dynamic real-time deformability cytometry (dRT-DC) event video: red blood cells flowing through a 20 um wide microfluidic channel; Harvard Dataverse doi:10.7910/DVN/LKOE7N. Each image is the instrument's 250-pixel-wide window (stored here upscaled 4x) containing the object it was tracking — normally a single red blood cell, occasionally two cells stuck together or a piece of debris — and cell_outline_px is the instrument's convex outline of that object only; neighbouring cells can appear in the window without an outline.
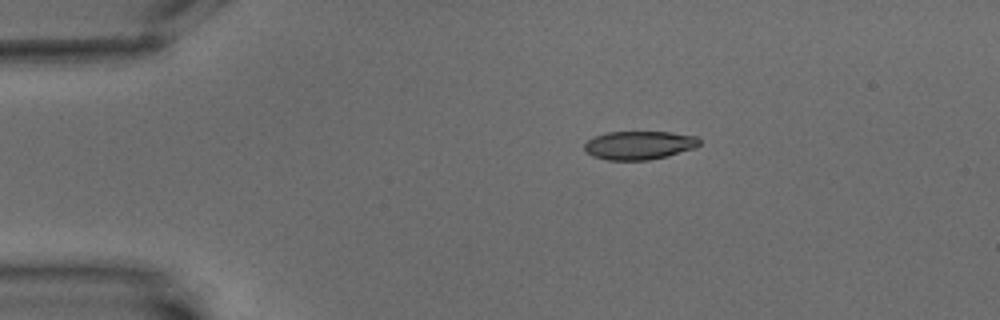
{"species": "common noctule bat (a hibernating species)", "species_latin": "Nyctalus noctula", "temperature_condition": "warm", "stored_images_in_passage": 3, "camera_frame_rate_fps": 3000, "um_per_image_px": 0.085, "animal": {"sex": "male", "body_mass_g": 15.6}, "frame": {"image": 1, "passage_image": 1, "time_ms": 0.0, "image_size_px": [1000, 320], "cell_outline_px": [[700, 144], [696, 148], [648, 160], [608, 160], [592, 156], [584, 148], [584, 144], [592, 136], [608, 132], [668, 132], [696, 136], [700, 140]], "centroid_in_image_um": [54.31, 12.34], "position_along_channel_um": 30.7, "area_um2": 19.02}}
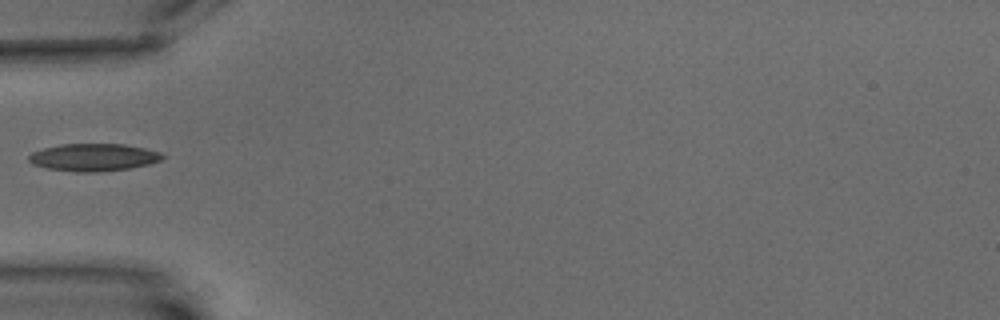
{"frame": {"image": 2, "passage_image": 3, "time_ms": 3.0, "image_size_px": [1000, 320], "cell_outline_px": [[164, 156], [160, 160], [148, 164], [128, 168], [100, 172], [76, 172], [48, 168], [32, 164], [28, 160], [28, 156], [32, 152], [44, 148], [60, 144], [124, 144], [144, 148], [160, 152]], "centroid_in_image_um": [7.92, 13.37], "position_along_channel_um": 77.1, "area_um2": 21.27}}